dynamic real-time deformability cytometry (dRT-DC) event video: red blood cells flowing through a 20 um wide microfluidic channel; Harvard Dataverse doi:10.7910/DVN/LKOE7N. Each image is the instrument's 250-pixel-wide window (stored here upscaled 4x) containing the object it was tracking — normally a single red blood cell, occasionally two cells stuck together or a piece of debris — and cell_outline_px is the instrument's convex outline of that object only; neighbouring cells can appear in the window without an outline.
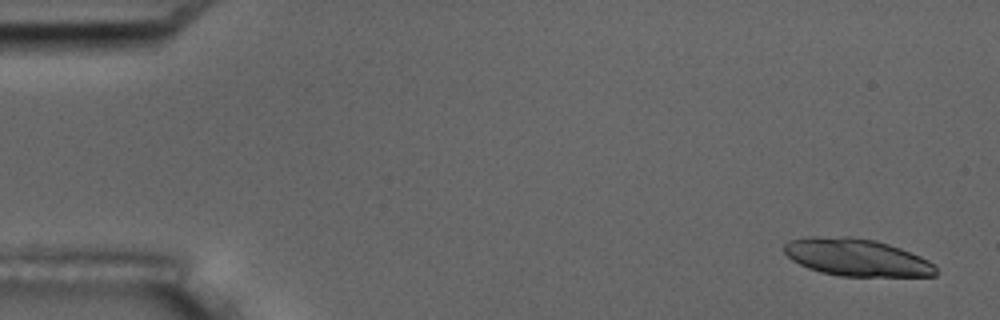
{"species": "common noctule bat (a hibernating species)", "species_latin": "Nyctalus noctula", "temperature_condition": "room temperature", "stored_images_in_passage": 5, "camera_frame_rate_fps": 3000, "um_per_image_px": 0.085, "animal": {"sex": "male", "body_mass_g": 17.5, "forearm_length_mm": 52.3}, "frame": {"image": 1, "passage_image": 1, "time_ms": 0.0, "image_size_px": [1000, 320], "cell_outline_px": [[940, 272], [936, 276], [840, 276], [820, 272], [808, 268], [792, 260], [784, 252], [784, 244], [788, 240], [812, 236], [848, 236], [876, 240], [900, 248], [920, 256], [928, 260]], "centroid_in_image_um": [72.81, 21.87], "position_along_channel_um": 12.2, "area_um2": 33.18}}